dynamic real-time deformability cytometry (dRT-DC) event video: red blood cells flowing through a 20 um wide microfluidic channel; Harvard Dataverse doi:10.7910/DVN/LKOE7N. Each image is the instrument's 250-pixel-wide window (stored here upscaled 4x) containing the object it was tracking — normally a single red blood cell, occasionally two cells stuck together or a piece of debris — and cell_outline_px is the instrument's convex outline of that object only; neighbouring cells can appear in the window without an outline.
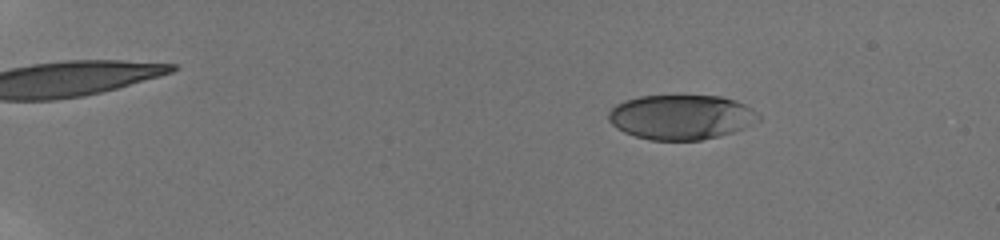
{"species": "human", "species_latin": "Homo sapiens", "temperature_condition": "room temperature", "stored_images_in_passage": 84, "camera_frame_rate_fps": 3000, "um_per_image_px": 0.085, "donor": {"sex": "male"}, "frame": {"image": 1, "passage_image": 11, "time_ms": 2.0, "image_size_px": [1000, 240], "cell_outline_px": [[760, 120], [744, 128], [720, 136], [700, 140], [648, 140], [624, 132], [616, 128], [608, 120], [608, 112], [616, 104], [624, 100], [640, 96], [720, 96], [736, 100], [752, 108], [760, 116]], "centroid_in_image_um": [57.89, 9.95], "position_along_channel_um": 27.1, "area_um2": 39.25}}
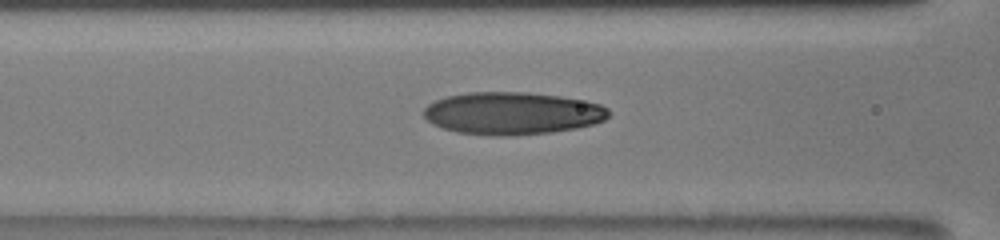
{"frame": {"image": 2, "passage_image": 35, "time_ms": 8.0, "image_size_px": [1000, 240], "cell_outline_px": [[612, 112], [604, 120], [596, 124], [576, 128], [552, 132], [500, 136], [496, 136], [456, 132], [432, 124], [424, 116], [424, 108], [428, 104], [436, 100], [448, 96], [468, 92], [528, 92], [560, 96], [584, 100], [600, 104], [608, 108]], "centroid_in_image_um": [43.58, 9.62], "position_along_channel_um": 123.0, "area_um2": 45.89}}
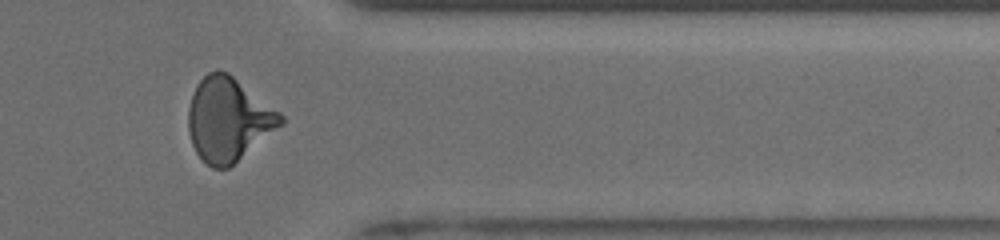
{"frame": {"image": 3, "passage_image": 66, "time_ms": 15.0, "image_size_px": [1000, 240], "cell_outline_px": [[284, 124], [228, 168], [212, 168], [196, 152], [192, 144], [188, 132], [188, 108], [196, 84], [208, 72], [216, 68], [228, 72], [280, 112], [284, 116]], "centroid_in_image_um": [19.41, 10.13], "position_along_channel_um": 392.0, "area_um2": 44.97}, "authors_computed_cell_mechanics": {"area_um2": 42.9743, "velocity_mm_per_s": 3.9015, "shape_relaxation_time_tau1_ms": 5.6154, "shape_relaxation_time_tau2_ms": 1.074, "deformation_change_tau1": 0.2161, "deformation_change_tau2": 0.0808}}